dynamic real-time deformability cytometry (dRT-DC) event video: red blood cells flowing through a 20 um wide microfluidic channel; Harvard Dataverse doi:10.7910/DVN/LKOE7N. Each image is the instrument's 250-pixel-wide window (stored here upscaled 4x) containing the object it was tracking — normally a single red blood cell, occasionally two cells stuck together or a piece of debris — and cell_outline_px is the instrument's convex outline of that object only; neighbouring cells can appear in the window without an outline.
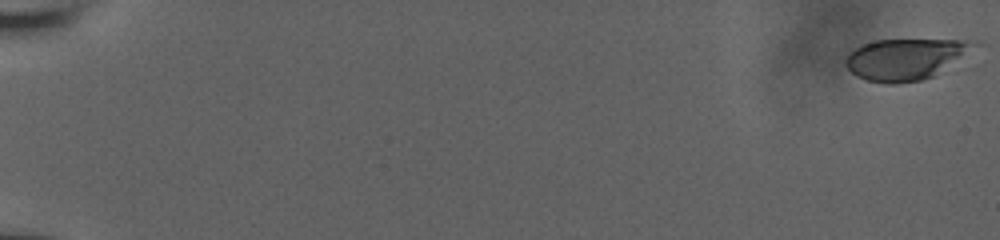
{"species": "human", "species_latin": "Homo sapiens", "temperature_condition": "room temperature", "stored_images_in_passage": 12, "camera_frame_rate_fps": 3000, "um_per_image_px": 0.085, "donor": {"sex": "male"}, "frame": {"image": 1, "passage_image": 1, "time_ms": 0.0, "image_size_px": [1000, 240], "cell_outline_px": [[968, 44], [936, 76], [924, 80], [896, 84], [884, 84], [868, 80], [856, 76], [844, 64], [844, 60], [848, 52], [860, 44], [876, 40], [964, 40]], "centroid_in_image_um": [76.66, 5.06], "position_along_channel_um": 8.3, "area_um2": 29.54}}